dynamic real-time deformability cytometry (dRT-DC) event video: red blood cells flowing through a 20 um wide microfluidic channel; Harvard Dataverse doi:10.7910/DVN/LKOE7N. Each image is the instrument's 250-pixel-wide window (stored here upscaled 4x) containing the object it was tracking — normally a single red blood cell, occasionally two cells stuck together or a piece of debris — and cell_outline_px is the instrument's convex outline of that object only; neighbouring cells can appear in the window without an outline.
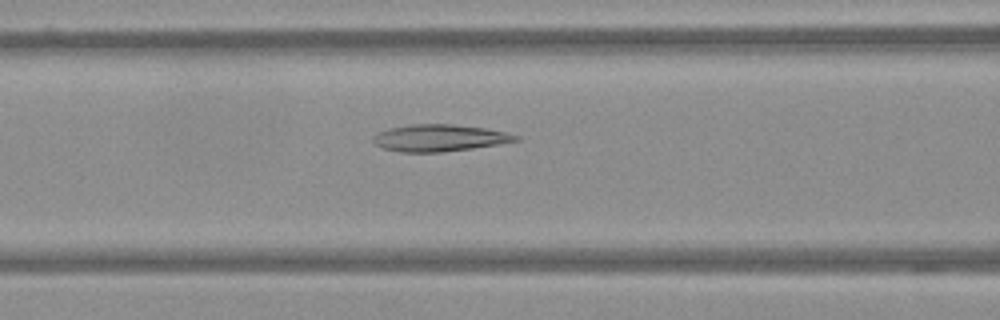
{"species": "Egyptian fruit bat (a non-hibernating species)", "species_latin": "Rousettus aegyptiacus", "temperature_condition": "warm", "stored_images_in_passage": 59, "camera_frame_rate_fps": 3000, "um_per_image_px": 0.085, "frame": {"image": 1, "passage_image": 25, "time_ms": 8.0, "image_size_px": [1000, 320], "cell_outline_px": [[520, 140], [472, 148], [440, 152], [400, 152], [384, 148], [376, 144], [372, 140], [372, 136], [376, 132], [388, 128], [412, 124], [452, 124], [488, 128], [520, 136]], "centroid_in_image_um": [37.32, 11.71], "position_along_channel_um": 129.3, "area_um2": 22.31}}
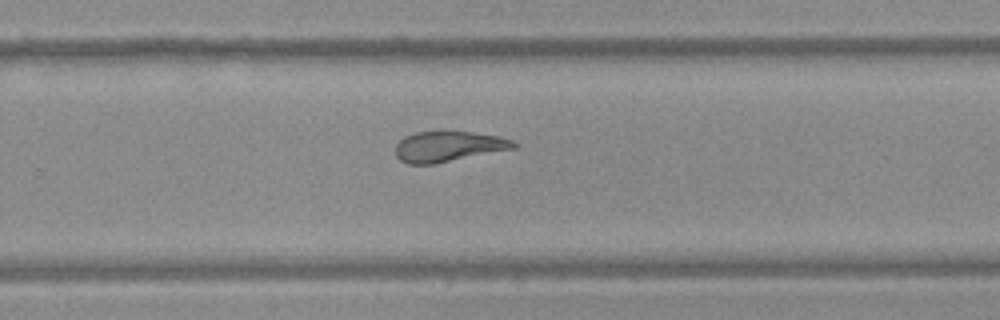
{"frame": {"image": 2, "passage_image": 39, "time_ms": 12.667, "image_size_px": [1000, 320], "cell_outline_px": [[520, 144], [516, 148], [432, 164], [408, 164], [400, 160], [396, 156], [396, 144], [404, 136], [416, 132], [472, 132], [500, 136], [512, 140]], "centroid_in_image_um": [38.13, 12.45], "position_along_channel_um": 291.7, "area_um2": 20.87}}
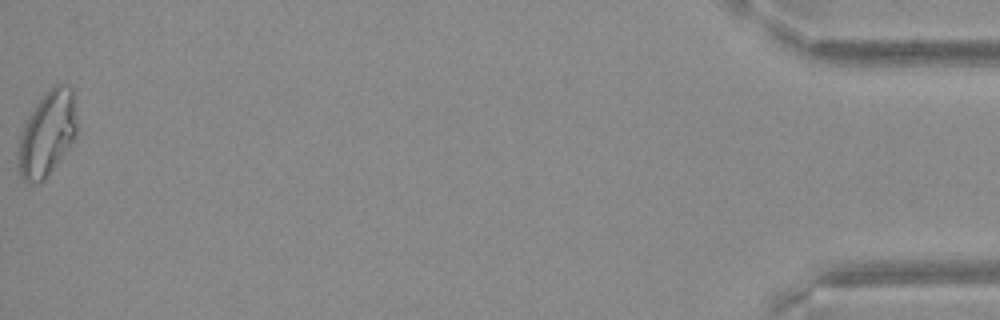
{"frame": {"image": 3, "passage_image": 59, "time_ms": 19.333, "image_size_px": [1000, 320], "cell_outline_px": [[76, 136], [44, 180], [28, 184], [20, 176], [16, 164], [20, 140], [24, 124], [36, 104], [48, 88], [56, 84], [68, 84], [72, 88], [76, 116]], "centroid_in_image_um": [3.99, 11.35], "position_along_channel_um": 431.2, "area_um2": 28.78}}